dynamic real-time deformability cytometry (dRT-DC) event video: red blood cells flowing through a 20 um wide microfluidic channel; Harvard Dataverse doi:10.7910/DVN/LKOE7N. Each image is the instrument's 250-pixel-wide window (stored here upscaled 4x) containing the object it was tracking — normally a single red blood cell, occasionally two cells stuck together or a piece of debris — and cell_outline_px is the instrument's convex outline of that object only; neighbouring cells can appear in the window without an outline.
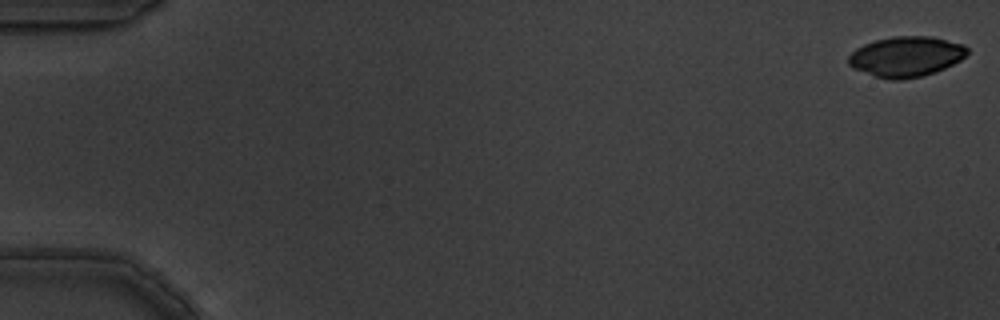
{"species": "common noctule bat (a hibernating species)", "species_latin": "Nyctalus noctula", "temperature_condition": "warm", "stored_images_in_passage": 5, "camera_frame_rate_fps": 3000, "um_per_image_px": 0.085, "animal": {"sex": "male", "body_mass_g": 19.5, "forearm_length_mm": 54.6}, "frame": {"image": 1, "passage_image": 1, "time_ms": 0.0, "image_size_px": [1000, 320], "cell_outline_px": [[968, 52], [960, 60], [936, 72], [920, 76], [900, 80], [892, 80], [876, 76], [852, 68], [848, 64], [848, 56], [856, 48], [864, 44], [876, 40], [896, 36], [928, 36], [964, 44], [968, 48]], "centroid_in_image_um": [77.01, 4.81], "position_along_channel_um": 8.0, "area_um2": 27.69}}
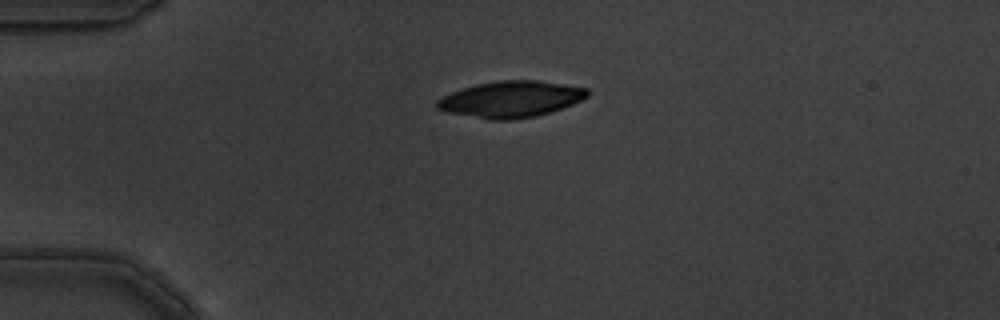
{"frame": {"image": 2, "passage_image": 3, "time_ms": 0.667, "image_size_px": [1000, 320], "cell_outline_px": [[588, 96], [572, 104], [536, 116], [512, 120], [488, 120], [448, 112], [436, 108], [436, 100], [452, 92], [476, 84], [496, 80], [536, 80], [588, 88]], "centroid_in_image_um": [43.4, 8.43], "position_along_channel_um": 41.6, "area_um2": 31.62}}